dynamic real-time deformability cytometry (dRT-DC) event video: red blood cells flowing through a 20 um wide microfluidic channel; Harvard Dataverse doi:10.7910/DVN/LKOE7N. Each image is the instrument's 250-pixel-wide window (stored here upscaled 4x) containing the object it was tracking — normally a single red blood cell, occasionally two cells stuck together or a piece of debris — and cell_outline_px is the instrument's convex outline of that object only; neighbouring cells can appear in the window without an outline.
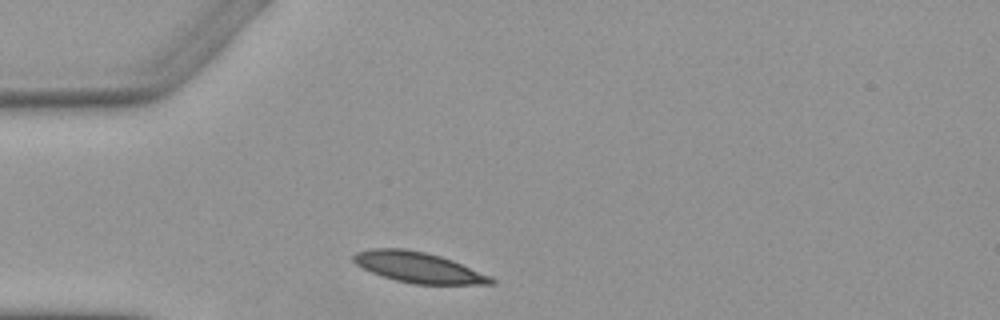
{"species": "Egyptian fruit bat (a non-hibernating species)", "species_latin": "Rousettus aegyptiacus", "temperature_condition": "warm", "stored_images_in_passage": 2, "camera_frame_rate_fps": 3000, "um_per_image_px": 0.085, "animal": {"sex": "female"}, "frame": {"image": 1, "passage_image": 1, "time_ms": 0.0, "image_size_px": [1000, 320], "cell_outline_px": [[496, 284], [412, 284], [396, 280], [372, 272], [356, 264], [352, 260], [352, 256], [356, 252], [368, 248], [404, 248], [424, 252], [440, 256], [452, 260], [492, 276], [496, 280]], "centroid_in_image_um": [35.58, 22.72], "position_along_channel_um": 49.4, "area_um2": 24.51}}